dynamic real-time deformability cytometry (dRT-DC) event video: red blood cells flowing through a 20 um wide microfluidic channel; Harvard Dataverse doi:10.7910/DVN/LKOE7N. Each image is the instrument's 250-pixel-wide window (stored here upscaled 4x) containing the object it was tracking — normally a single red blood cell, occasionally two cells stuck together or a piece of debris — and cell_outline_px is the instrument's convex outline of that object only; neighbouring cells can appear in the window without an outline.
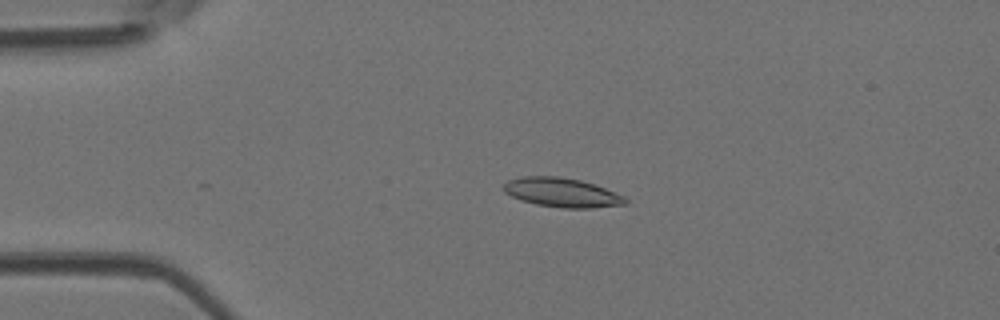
{"species": "Egyptian fruit bat (a non-hibernating species)", "species_latin": "Rousettus aegyptiacus", "temperature_condition": "room temperature", "stored_images_in_passage": 42, "camera_frame_rate_fps": 3000, "um_per_image_px": 0.085, "animal": {"sex": "female"}, "frame": {"image": 1, "passage_image": 11, "time_ms": 3.333, "image_size_px": [1000, 320], "cell_outline_px": [[628, 204], [592, 208], [564, 208], [536, 204], [520, 200], [504, 192], [504, 184], [508, 180], [520, 176], [560, 176], [580, 180], [604, 188], [624, 196], [628, 200]], "centroid_in_image_um": [47.75, 16.36], "position_along_channel_um": 37.2, "area_um2": 20.69}}
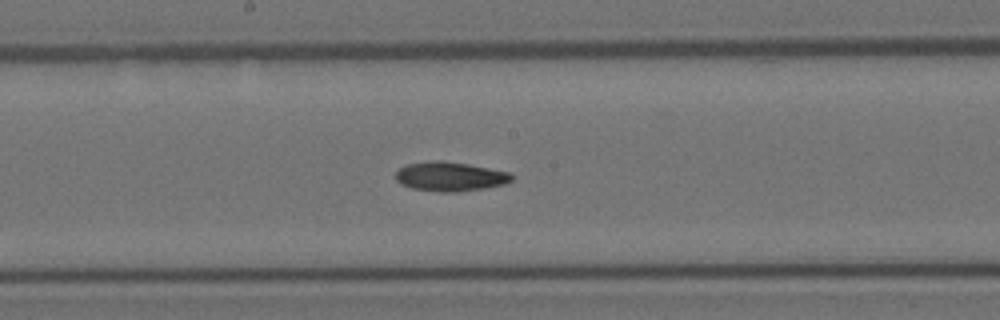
{"frame": {"image": 2, "passage_image": 26, "time_ms": 8.333, "image_size_px": [1000, 320], "cell_outline_px": [[512, 180], [504, 184], [484, 188], [456, 192], [440, 192], [412, 188], [400, 184], [396, 180], [396, 172], [400, 168], [408, 164], [432, 160], [440, 160], [468, 164], [508, 172], [512, 176]], "centroid_in_image_um": [38.22, 15.0], "position_along_channel_um": 210.0, "area_um2": 19.65}}
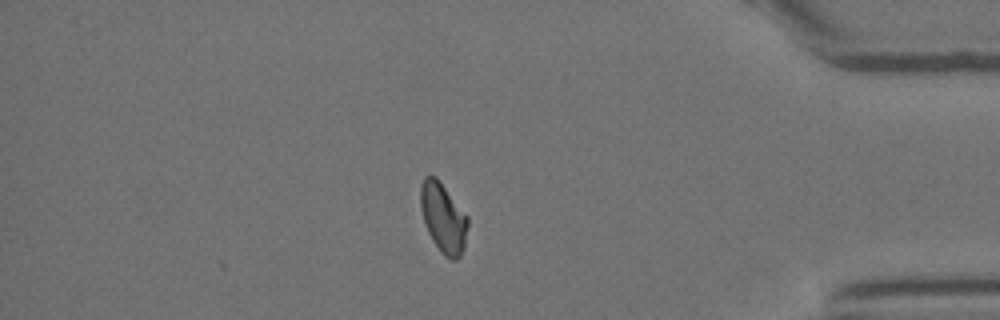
{"frame": {"image": 3, "passage_image": 42, "time_ms": 13.667, "image_size_px": [1000, 320], "cell_outline_px": [[468, 224], [464, 248], [460, 256], [456, 260], [448, 260], [440, 252], [432, 240], [428, 232], [424, 220], [420, 204], [420, 184], [424, 176], [436, 176], [468, 216]], "centroid_in_image_um": [37.68, 18.53], "position_along_channel_um": 397.5, "area_um2": 19.31}, "authors_computed_cell_mechanics": {"area_um2": 19.3052, "velocity_mm_per_s": 4.1423, "shape_relaxation_time_tau1_ms": 7.0655, "shape_relaxation_time_tau2_ms": 5.7833, "deformation_change_tau1": 0.1633, "deformation_change_tau2": 0.1087}}